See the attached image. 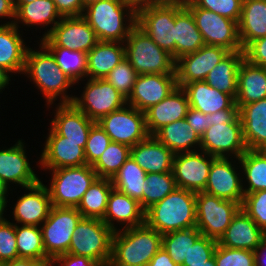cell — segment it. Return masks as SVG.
Returning <instances> with one entry per match:
<instances>
[{
  "instance_id": "obj_1",
  "label": "cell",
  "mask_w": 266,
  "mask_h": 266,
  "mask_svg": "<svg viewBox=\"0 0 266 266\" xmlns=\"http://www.w3.org/2000/svg\"><path fill=\"white\" fill-rule=\"evenodd\" d=\"M37 44L38 50L30 46L27 49L23 76L39 89L48 109L59 99L60 104L72 103L75 93L70 95L68 90L76 84L61 70L52 53L40 41Z\"/></svg>"
},
{
  "instance_id": "obj_2",
  "label": "cell",
  "mask_w": 266,
  "mask_h": 266,
  "mask_svg": "<svg viewBox=\"0 0 266 266\" xmlns=\"http://www.w3.org/2000/svg\"><path fill=\"white\" fill-rule=\"evenodd\" d=\"M162 247V234L146 223L115 231L108 266H146Z\"/></svg>"
},
{
  "instance_id": "obj_3",
  "label": "cell",
  "mask_w": 266,
  "mask_h": 266,
  "mask_svg": "<svg viewBox=\"0 0 266 266\" xmlns=\"http://www.w3.org/2000/svg\"><path fill=\"white\" fill-rule=\"evenodd\" d=\"M210 127L201 136L200 150L215 157L240 158L248 149L243 138L239 109L209 114Z\"/></svg>"
},
{
  "instance_id": "obj_4",
  "label": "cell",
  "mask_w": 266,
  "mask_h": 266,
  "mask_svg": "<svg viewBox=\"0 0 266 266\" xmlns=\"http://www.w3.org/2000/svg\"><path fill=\"white\" fill-rule=\"evenodd\" d=\"M145 223L162 235L196 227V192L177 187L145 211Z\"/></svg>"
},
{
  "instance_id": "obj_5",
  "label": "cell",
  "mask_w": 266,
  "mask_h": 266,
  "mask_svg": "<svg viewBox=\"0 0 266 266\" xmlns=\"http://www.w3.org/2000/svg\"><path fill=\"white\" fill-rule=\"evenodd\" d=\"M82 17L99 41L124 43L137 24V13L120 0H99L84 8Z\"/></svg>"
},
{
  "instance_id": "obj_6",
  "label": "cell",
  "mask_w": 266,
  "mask_h": 266,
  "mask_svg": "<svg viewBox=\"0 0 266 266\" xmlns=\"http://www.w3.org/2000/svg\"><path fill=\"white\" fill-rule=\"evenodd\" d=\"M125 58L138 75L176 74L172 55L160 48L137 25L130 31L124 42Z\"/></svg>"
},
{
  "instance_id": "obj_7",
  "label": "cell",
  "mask_w": 266,
  "mask_h": 266,
  "mask_svg": "<svg viewBox=\"0 0 266 266\" xmlns=\"http://www.w3.org/2000/svg\"><path fill=\"white\" fill-rule=\"evenodd\" d=\"M113 233L101 219L82 218L74 230L68 253L86 256L100 266H108Z\"/></svg>"
},
{
  "instance_id": "obj_8",
  "label": "cell",
  "mask_w": 266,
  "mask_h": 266,
  "mask_svg": "<svg viewBox=\"0 0 266 266\" xmlns=\"http://www.w3.org/2000/svg\"><path fill=\"white\" fill-rule=\"evenodd\" d=\"M51 180L47 188L53 206L77 207L84 193L98 178L91 165L49 170Z\"/></svg>"
},
{
  "instance_id": "obj_9",
  "label": "cell",
  "mask_w": 266,
  "mask_h": 266,
  "mask_svg": "<svg viewBox=\"0 0 266 266\" xmlns=\"http://www.w3.org/2000/svg\"><path fill=\"white\" fill-rule=\"evenodd\" d=\"M82 218L76 207L51 208L49 216L40 226L44 250L50 261L68 253L74 230Z\"/></svg>"
},
{
  "instance_id": "obj_10",
  "label": "cell",
  "mask_w": 266,
  "mask_h": 266,
  "mask_svg": "<svg viewBox=\"0 0 266 266\" xmlns=\"http://www.w3.org/2000/svg\"><path fill=\"white\" fill-rule=\"evenodd\" d=\"M240 208L237 202L197 192L196 228L203 236L219 241Z\"/></svg>"
},
{
  "instance_id": "obj_11",
  "label": "cell",
  "mask_w": 266,
  "mask_h": 266,
  "mask_svg": "<svg viewBox=\"0 0 266 266\" xmlns=\"http://www.w3.org/2000/svg\"><path fill=\"white\" fill-rule=\"evenodd\" d=\"M185 6L191 11L205 45L223 47L230 52L243 51L236 21L197 7L191 0Z\"/></svg>"
},
{
  "instance_id": "obj_12",
  "label": "cell",
  "mask_w": 266,
  "mask_h": 266,
  "mask_svg": "<svg viewBox=\"0 0 266 266\" xmlns=\"http://www.w3.org/2000/svg\"><path fill=\"white\" fill-rule=\"evenodd\" d=\"M85 80L81 96L75 95L72 103L89 119L98 122L127 104V99L105 79Z\"/></svg>"
},
{
  "instance_id": "obj_13",
  "label": "cell",
  "mask_w": 266,
  "mask_h": 266,
  "mask_svg": "<svg viewBox=\"0 0 266 266\" xmlns=\"http://www.w3.org/2000/svg\"><path fill=\"white\" fill-rule=\"evenodd\" d=\"M97 123L112 141L130 148L149 136L145 113L128 104L103 116Z\"/></svg>"
},
{
  "instance_id": "obj_14",
  "label": "cell",
  "mask_w": 266,
  "mask_h": 266,
  "mask_svg": "<svg viewBox=\"0 0 266 266\" xmlns=\"http://www.w3.org/2000/svg\"><path fill=\"white\" fill-rule=\"evenodd\" d=\"M182 7L149 6L137 12V26L175 60V15Z\"/></svg>"
},
{
  "instance_id": "obj_15",
  "label": "cell",
  "mask_w": 266,
  "mask_h": 266,
  "mask_svg": "<svg viewBox=\"0 0 266 266\" xmlns=\"http://www.w3.org/2000/svg\"><path fill=\"white\" fill-rule=\"evenodd\" d=\"M240 166L238 158L235 160L231 157H217L212 162L203 192L241 205L244 198V190Z\"/></svg>"
},
{
  "instance_id": "obj_16",
  "label": "cell",
  "mask_w": 266,
  "mask_h": 266,
  "mask_svg": "<svg viewBox=\"0 0 266 266\" xmlns=\"http://www.w3.org/2000/svg\"><path fill=\"white\" fill-rule=\"evenodd\" d=\"M39 155L37 165L40 170L48 171L58 168L87 165L84 148L87 141H69L59 135L51 126ZM39 162V163H38Z\"/></svg>"
},
{
  "instance_id": "obj_17",
  "label": "cell",
  "mask_w": 266,
  "mask_h": 266,
  "mask_svg": "<svg viewBox=\"0 0 266 266\" xmlns=\"http://www.w3.org/2000/svg\"><path fill=\"white\" fill-rule=\"evenodd\" d=\"M44 46H60L88 53L98 42L95 31L82 17H63L51 33L39 40Z\"/></svg>"
},
{
  "instance_id": "obj_18",
  "label": "cell",
  "mask_w": 266,
  "mask_h": 266,
  "mask_svg": "<svg viewBox=\"0 0 266 266\" xmlns=\"http://www.w3.org/2000/svg\"><path fill=\"white\" fill-rule=\"evenodd\" d=\"M216 158L202 150L175 154L172 172L176 186L196 193L203 192Z\"/></svg>"
},
{
  "instance_id": "obj_19",
  "label": "cell",
  "mask_w": 266,
  "mask_h": 266,
  "mask_svg": "<svg viewBox=\"0 0 266 266\" xmlns=\"http://www.w3.org/2000/svg\"><path fill=\"white\" fill-rule=\"evenodd\" d=\"M229 53L223 47L204 45L193 53L181 56L175 63L177 86L182 88L193 81H204L208 73Z\"/></svg>"
},
{
  "instance_id": "obj_20",
  "label": "cell",
  "mask_w": 266,
  "mask_h": 266,
  "mask_svg": "<svg viewBox=\"0 0 266 266\" xmlns=\"http://www.w3.org/2000/svg\"><path fill=\"white\" fill-rule=\"evenodd\" d=\"M24 189V194L17 197L16 203L12 206L14 220L11 222L19 225L41 226L53 207L47 184L44 185L43 180H40Z\"/></svg>"
},
{
  "instance_id": "obj_21",
  "label": "cell",
  "mask_w": 266,
  "mask_h": 266,
  "mask_svg": "<svg viewBox=\"0 0 266 266\" xmlns=\"http://www.w3.org/2000/svg\"><path fill=\"white\" fill-rule=\"evenodd\" d=\"M26 145L22 139L9 148L0 150V178L12 188L25 187L38 183L41 179L34 171L26 153ZM13 186H10L11 184Z\"/></svg>"
},
{
  "instance_id": "obj_22",
  "label": "cell",
  "mask_w": 266,
  "mask_h": 266,
  "mask_svg": "<svg viewBox=\"0 0 266 266\" xmlns=\"http://www.w3.org/2000/svg\"><path fill=\"white\" fill-rule=\"evenodd\" d=\"M176 87V74L138 75L127 104L145 112L165 99Z\"/></svg>"
},
{
  "instance_id": "obj_23",
  "label": "cell",
  "mask_w": 266,
  "mask_h": 266,
  "mask_svg": "<svg viewBox=\"0 0 266 266\" xmlns=\"http://www.w3.org/2000/svg\"><path fill=\"white\" fill-rule=\"evenodd\" d=\"M102 221L115 232L144 224L145 211L137 200L113 188Z\"/></svg>"
},
{
  "instance_id": "obj_24",
  "label": "cell",
  "mask_w": 266,
  "mask_h": 266,
  "mask_svg": "<svg viewBox=\"0 0 266 266\" xmlns=\"http://www.w3.org/2000/svg\"><path fill=\"white\" fill-rule=\"evenodd\" d=\"M188 109L187 95L181 87L177 86L165 99L144 112L149 135H154L169 123L184 119Z\"/></svg>"
},
{
  "instance_id": "obj_25",
  "label": "cell",
  "mask_w": 266,
  "mask_h": 266,
  "mask_svg": "<svg viewBox=\"0 0 266 266\" xmlns=\"http://www.w3.org/2000/svg\"><path fill=\"white\" fill-rule=\"evenodd\" d=\"M54 118L50 126L69 141H87L91 127L96 123L89 119L73 103H55Z\"/></svg>"
},
{
  "instance_id": "obj_26",
  "label": "cell",
  "mask_w": 266,
  "mask_h": 266,
  "mask_svg": "<svg viewBox=\"0 0 266 266\" xmlns=\"http://www.w3.org/2000/svg\"><path fill=\"white\" fill-rule=\"evenodd\" d=\"M130 156L146 173H166L172 172L175 154L154 135H149L131 147Z\"/></svg>"
},
{
  "instance_id": "obj_27",
  "label": "cell",
  "mask_w": 266,
  "mask_h": 266,
  "mask_svg": "<svg viewBox=\"0 0 266 266\" xmlns=\"http://www.w3.org/2000/svg\"><path fill=\"white\" fill-rule=\"evenodd\" d=\"M14 7V24L18 28H23L24 26V30L26 31V27H34L36 30L39 26H41L40 29H47L48 27L46 32H42L41 39L46 38L55 25L63 18L58 12L53 0H35L27 4H15Z\"/></svg>"
},
{
  "instance_id": "obj_28",
  "label": "cell",
  "mask_w": 266,
  "mask_h": 266,
  "mask_svg": "<svg viewBox=\"0 0 266 266\" xmlns=\"http://www.w3.org/2000/svg\"><path fill=\"white\" fill-rule=\"evenodd\" d=\"M185 91L189 107L208 115L225 109H239L235 99L211 87L205 81H193L185 84Z\"/></svg>"
},
{
  "instance_id": "obj_29",
  "label": "cell",
  "mask_w": 266,
  "mask_h": 266,
  "mask_svg": "<svg viewBox=\"0 0 266 266\" xmlns=\"http://www.w3.org/2000/svg\"><path fill=\"white\" fill-rule=\"evenodd\" d=\"M266 234L240 208L218 243L227 248L255 251Z\"/></svg>"
},
{
  "instance_id": "obj_30",
  "label": "cell",
  "mask_w": 266,
  "mask_h": 266,
  "mask_svg": "<svg viewBox=\"0 0 266 266\" xmlns=\"http://www.w3.org/2000/svg\"><path fill=\"white\" fill-rule=\"evenodd\" d=\"M26 43L28 42L23 39V30L20 31L15 24L0 25V66L12 77L13 74H23L29 47Z\"/></svg>"
},
{
  "instance_id": "obj_31",
  "label": "cell",
  "mask_w": 266,
  "mask_h": 266,
  "mask_svg": "<svg viewBox=\"0 0 266 266\" xmlns=\"http://www.w3.org/2000/svg\"><path fill=\"white\" fill-rule=\"evenodd\" d=\"M266 98V68L243 59L238 69L237 96L235 103L243 105Z\"/></svg>"
},
{
  "instance_id": "obj_32",
  "label": "cell",
  "mask_w": 266,
  "mask_h": 266,
  "mask_svg": "<svg viewBox=\"0 0 266 266\" xmlns=\"http://www.w3.org/2000/svg\"><path fill=\"white\" fill-rule=\"evenodd\" d=\"M124 58V43L99 41L87 53L86 79H104Z\"/></svg>"
},
{
  "instance_id": "obj_33",
  "label": "cell",
  "mask_w": 266,
  "mask_h": 266,
  "mask_svg": "<svg viewBox=\"0 0 266 266\" xmlns=\"http://www.w3.org/2000/svg\"><path fill=\"white\" fill-rule=\"evenodd\" d=\"M239 116L247 149L257 150L266 144V98L241 106Z\"/></svg>"
},
{
  "instance_id": "obj_34",
  "label": "cell",
  "mask_w": 266,
  "mask_h": 266,
  "mask_svg": "<svg viewBox=\"0 0 266 266\" xmlns=\"http://www.w3.org/2000/svg\"><path fill=\"white\" fill-rule=\"evenodd\" d=\"M238 35L242 49L266 36V0H243Z\"/></svg>"
},
{
  "instance_id": "obj_35",
  "label": "cell",
  "mask_w": 266,
  "mask_h": 266,
  "mask_svg": "<svg viewBox=\"0 0 266 266\" xmlns=\"http://www.w3.org/2000/svg\"><path fill=\"white\" fill-rule=\"evenodd\" d=\"M154 136L174 154L200 150L201 137L185 118L163 126Z\"/></svg>"
},
{
  "instance_id": "obj_36",
  "label": "cell",
  "mask_w": 266,
  "mask_h": 266,
  "mask_svg": "<svg viewBox=\"0 0 266 266\" xmlns=\"http://www.w3.org/2000/svg\"><path fill=\"white\" fill-rule=\"evenodd\" d=\"M175 61L205 45L191 11L182 7L175 15Z\"/></svg>"
},
{
  "instance_id": "obj_37",
  "label": "cell",
  "mask_w": 266,
  "mask_h": 266,
  "mask_svg": "<svg viewBox=\"0 0 266 266\" xmlns=\"http://www.w3.org/2000/svg\"><path fill=\"white\" fill-rule=\"evenodd\" d=\"M243 59L244 51L230 52L208 73L204 81L236 99L238 69Z\"/></svg>"
},
{
  "instance_id": "obj_38",
  "label": "cell",
  "mask_w": 266,
  "mask_h": 266,
  "mask_svg": "<svg viewBox=\"0 0 266 266\" xmlns=\"http://www.w3.org/2000/svg\"><path fill=\"white\" fill-rule=\"evenodd\" d=\"M147 173L133 160L131 156L112 177L113 188L137 200L143 209V188Z\"/></svg>"
},
{
  "instance_id": "obj_39",
  "label": "cell",
  "mask_w": 266,
  "mask_h": 266,
  "mask_svg": "<svg viewBox=\"0 0 266 266\" xmlns=\"http://www.w3.org/2000/svg\"><path fill=\"white\" fill-rule=\"evenodd\" d=\"M112 189L111 179L97 178L84 193L76 207L83 218L102 220L107 210V203Z\"/></svg>"
},
{
  "instance_id": "obj_40",
  "label": "cell",
  "mask_w": 266,
  "mask_h": 266,
  "mask_svg": "<svg viewBox=\"0 0 266 266\" xmlns=\"http://www.w3.org/2000/svg\"><path fill=\"white\" fill-rule=\"evenodd\" d=\"M239 162L242 168L244 196L266 190V158L258 150L248 149L241 155Z\"/></svg>"
},
{
  "instance_id": "obj_41",
  "label": "cell",
  "mask_w": 266,
  "mask_h": 266,
  "mask_svg": "<svg viewBox=\"0 0 266 266\" xmlns=\"http://www.w3.org/2000/svg\"><path fill=\"white\" fill-rule=\"evenodd\" d=\"M53 55L61 70L77 84L86 81L87 53L60 46H45ZM81 81V82H80Z\"/></svg>"
},
{
  "instance_id": "obj_42",
  "label": "cell",
  "mask_w": 266,
  "mask_h": 266,
  "mask_svg": "<svg viewBox=\"0 0 266 266\" xmlns=\"http://www.w3.org/2000/svg\"><path fill=\"white\" fill-rule=\"evenodd\" d=\"M202 236L196 228L172 231L162 235V248L168 253L172 261L181 266L188 258L190 246Z\"/></svg>"
},
{
  "instance_id": "obj_43",
  "label": "cell",
  "mask_w": 266,
  "mask_h": 266,
  "mask_svg": "<svg viewBox=\"0 0 266 266\" xmlns=\"http://www.w3.org/2000/svg\"><path fill=\"white\" fill-rule=\"evenodd\" d=\"M15 234L19 258L49 260L44 250L40 226L15 224Z\"/></svg>"
},
{
  "instance_id": "obj_44",
  "label": "cell",
  "mask_w": 266,
  "mask_h": 266,
  "mask_svg": "<svg viewBox=\"0 0 266 266\" xmlns=\"http://www.w3.org/2000/svg\"><path fill=\"white\" fill-rule=\"evenodd\" d=\"M130 150L131 148L125 144L111 141L102 155L92 165L98 178L112 179L130 156Z\"/></svg>"
},
{
  "instance_id": "obj_45",
  "label": "cell",
  "mask_w": 266,
  "mask_h": 266,
  "mask_svg": "<svg viewBox=\"0 0 266 266\" xmlns=\"http://www.w3.org/2000/svg\"><path fill=\"white\" fill-rule=\"evenodd\" d=\"M143 188V210L146 211L153 204L163 200L177 188L173 172L147 173Z\"/></svg>"
},
{
  "instance_id": "obj_46",
  "label": "cell",
  "mask_w": 266,
  "mask_h": 266,
  "mask_svg": "<svg viewBox=\"0 0 266 266\" xmlns=\"http://www.w3.org/2000/svg\"><path fill=\"white\" fill-rule=\"evenodd\" d=\"M137 76L136 70L124 58L104 79L128 99L132 93Z\"/></svg>"
},
{
  "instance_id": "obj_47",
  "label": "cell",
  "mask_w": 266,
  "mask_h": 266,
  "mask_svg": "<svg viewBox=\"0 0 266 266\" xmlns=\"http://www.w3.org/2000/svg\"><path fill=\"white\" fill-rule=\"evenodd\" d=\"M216 266H255L254 251L227 248L217 244L214 251Z\"/></svg>"
},
{
  "instance_id": "obj_48",
  "label": "cell",
  "mask_w": 266,
  "mask_h": 266,
  "mask_svg": "<svg viewBox=\"0 0 266 266\" xmlns=\"http://www.w3.org/2000/svg\"><path fill=\"white\" fill-rule=\"evenodd\" d=\"M241 209L266 234V190L246 194Z\"/></svg>"
},
{
  "instance_id": "obj_49",
  "label": "cell",
  "mask_w": 266,
  "mask_h": 266,
  "mask_svg": "<svg viewBox=\"0 0 266 266\" xmlns=\"http://www.w3.org/2000/svg\"><path fill=\"white\" fill-rule=\"evenodd\" d=\"M110 137L96 122L90 129V133L84 148L87 165H93L111 143Z\"/></svg>"
},
{
  "instance_id": "obj_50",
  "label": "cell",
  "mask_w": 266,
  "mask_h": 266,
  "mask_svg": "<svg viewBox=\"0 0 266 266\" xmlns=\"http://www.w3.org/2000/svg\"><path fill=\"white\" fill-rule=\"evenodd\" d=\"M16 243L15 224L4 216L0 219V262L19 258Z\"/></svg>"
},
{
  "instance_id": "obj_51",
  "label": "cell",
  "mask_w": 266,
  "mask_h": 266,
  "mask_svg": "<svg viewBox=\"0 0 266 266\" xmlns=\"http://www.w3.org/2000/svg\"><path fill=\"white\" fill-rule=\"evenodd\" d=\"M197 7L210 10L239 23L243 0H191Z\"/></svg>"
},
{
  "instance_id": "obj_52",
  "label": "cell",
  "mask_w": 266,
  "mask_h": 266,
  "mask_svg": "<svg viewBox=\"0 0 266 266\" xmlns=\"http://www.w3.org/2000/svg\"><path fill=\"white\" fill-rule=\"evenodd\" d=\"M217 244L218 241L202 235L190 246L188 258L183 263H204L213 256Z\"/></svg>"
},
{
  "instance_id": "obj_53",
  "label": "cell",
  "mask_w": 266,
  "mask_h": 266,
  "mask_svg": "<svg viewBox=\"0 0 266 266\" xmlns=\"http://www.w3.org/2000/svg\"><path fill=\"white\" fill-rule=\"evenodd\" d=\"M243 51L249 63L266 68V36L250 42Z\"/></svg>"
},
{
  "instance_id": "obj_54",
  "label": "cell",
  "mask_w": 266,
  "mask_h": 266,
  "mask_svg": "<svg viewBox=\"0 0 266 266\" xmlns=\"http://www.w3.org/2000/svg\"><path fill=\"white\" fill-rule=\"evenodd\" d=\"M50 266H100L96 261L86 256L74 254H63L54 257L50 261Z\"/></svg>"
},
{
  "instance_id": "obj_55",
  "label": "cell",
  "mask_w": 266,
  "mask_h": 266,
  "mask_svg": "<svg viewBox=\"0 0 266 266\" xmlns=\"http://www.w3.org/2000/svg\"><path fill=\"white\" fill-rule=\"evenodd\" d=\"M185 119L194 131L201 137L207 128H209V114L206 115L201 111L189 107Z\"/></svg>"
},
{
  "instance_id": "obj_56",
  "label": "cell",
  "mask_w": 266,
  "mask_h": 266,
  "mask_svg": "<svg viewBox=\"0 0 266 266\" xmlns=\"http://www.w3.org/2000/svg\"><path fill=\"white\" fill-rule=\"evenodd\" d=\"M62 17L82 16L84 6L81 0H53Z\"/></svg>"
},
{
  "instance_id": "obj_57",
  "label": "cell",
  "mask_w": 266,
  "mask_h": 266,
  "mask_svg": "<svg viewBox=\"0 0 266 266\" xmlns=\"http://www.w3.org/2000/svg\"><path fill=\"white\" fill-rule=\"evenodd\" d=\"M9 19V21H4L0 25H10L14 24L15 21V7L14 4L9 0H0V19Z\"/></svg>"
},
{
  "instance_id": "obj_58",
  "label": "cell",
  "mask_w": 266,
  "mask_h": 266,
  "mask_svg": "<svg viewBox=\"0 0 266 266\" xmlns=\"http://www.w3.org/2000/svg\"><path fill=\"white\" fill-rule=\"evenodd\" d=\"M146 266H179L174 263L168 253L161 249L154 255L151 261Z\"/></svg>"
},
{
  "instance_id": "obj_59",
  "label": "cell",
  "mask_w": 266,
  "mask_h": 266,
  "mask_svg": "<svg viewBox=\"0 0 266 266\" xmlns=\"http://www.w3.org/2000/svg\"><path fill=\"white\" fill-rule=\"evenodd\" d=\"M4 266H50V260H36L31 258H17L4 263Z\"/></svg>"
},
{
  "instance_id": "obj_60",
  "label": "cell",
  "mask_w": 266,
  "mask_h": 266,
  "mask_svg": "<svg viewBox=\"0 0 266 266\" xmlns=\"http://www.w3.org/2000/svg\"><path fill=\"white\" fill-rule=\"evenodd\" d=\"M255 266H266V235L261 239L259 246L254 251Z\"/></svg>"
},
{
  "instance_id": "obj_61",
  "label": "cell",
  "mask_w": 266,
  "mask_h": 266,
  "mask_svg": "<svg viewBox=\"0 0 266 266\" xmlns=\"http://www.w3.org/2000/svg\"><path fill=\"white\" fill-rule=\"evenodd\" d=\"M10 189L11 188L0 178V206L4 208V212L7 211V203H10V199L9 201L7 200L9 192L13 191Z\"/></svg>"
},
{
  "instance_id": "obj_62",
  "label": "cell",
  "mask_w": 266,
  "mask_h": 266,
  "mask_svg": "<svg viewBox=\"0 0 266 266\" xmlns=\"http://www.w3.org/2000/svg\"><path fill=\"white\" fill-rule=\"evenodd\" d=\"M123 4L132 8L136 13L146 7L151 6V0H120Z\"/></svg>"
},
{
  "instance_id": "obj_63",
  "label": "cell",
  "mask_w": 266,
  "mask_h": 266,
  "mask_svg": "<svg viewBox=\"0 0 266 266\" xmlns=\"http://www.w3.org/2000/svg\"><path fill=\"white\" fill-rule=\"evenodd\" d=\"M188 2L189 0H151V5L184 7Z\"/></svg>"
},
{
  "instance_id": "obj_64",
  "label": "cell",
  "mask_w": 266,
  "mask_h": 266,
  "mask_svg": "<svg viewBox=\"0 0 266 266\" xmlns=\"http://www.w3.org/2000/svg\"><path fill=\"white\" fill-rule=\"evenodd\" d=\"M11 76L12 75L6 69L0 66V93H2L7 86H9L8 84H10L9 81L11 82Z\"/></svg>"
},
{
  "instance_id": "obj_65",
  "label": "cell",
  "mask_w": 266,
  "mask_h": 266,
  "mask_svg": "<svg viewBox=\"0 0 266 266\" xmlns=\"http://www.w3.org/2000/svg\"><path fill=\"white\" fill-rule=\"evenodd\" d=\"M181 266H216L214 255L204 263H183Z\"/></svg>"
},
{
  "instance_id": "obj_66",
  "label": "cell",
  "mask_w": 266,
  "mask_h": 266,
  "mask_svg": "<svg viewBox=\"0 0 266 266\" xmlns=\"http://www.w3.org/2000/svg\"><path fill=\"white\" fill-rule=\"evenodd\" d=\"M266 158V144L257 149Z\"/></svg>"
},
{
  "instance_id": "obj_67",
  "label": "cell",
  "mask_w": 266,
  "mask_h": 266,
  "mask_svg": "<svg viewBox=\"0 0 266 266\" xmlns=\"http://www.w3.org/2000/svg\"><path fill=\"white\" fill-rule=\"evenodd\" d=\"M82 3H83V6L86 7L88 6L89 4L93 3V2H96V1H99V0H81Z\"/></svg>"
},
{
  "instance_id": "obj_68",
  "label": "cell",
  "mask_w": 266,
  "mask_h": 266,
  "mask_svg": "<svg viewBox=\"0 0 266 266\" xmlns=\"http://www.w3.org/2000/svg\"><path fill=\"white\" fill-rule=\"evenodd\" d=\"M35 0H18L16 4H27V3H31Z\"/></svg>"
},
{
  "instance_id": "obj_69",
  "label": "cell",
  "mask_w": 266,
  "mask_h": 266,
  "mask_svg": "<svg viewBox=\"0 0 266 266\" xmlns=\"http://www.w3.org/2000/svg\"><path fill=\"white\" fill-rule=\"evenodd\" d=\"M4 208L0 206V219H2L5 215H4Z\"/></svg>"
},
{
  "instance_id": "obj_70",
  "label": "cell",
  "mask_w": 266,
  "mask_h": 266,
  "mask_svg": "<svg viewBox=\"0 0 266 266\" xmlns=\"http://www.w3.org/2000/svg\"><path fill=\"white\" fill-rule=\"evenodd\" d=\"M9 1H11L15 5L18 0H9Z\"/></svg>"
}]
</instances>
